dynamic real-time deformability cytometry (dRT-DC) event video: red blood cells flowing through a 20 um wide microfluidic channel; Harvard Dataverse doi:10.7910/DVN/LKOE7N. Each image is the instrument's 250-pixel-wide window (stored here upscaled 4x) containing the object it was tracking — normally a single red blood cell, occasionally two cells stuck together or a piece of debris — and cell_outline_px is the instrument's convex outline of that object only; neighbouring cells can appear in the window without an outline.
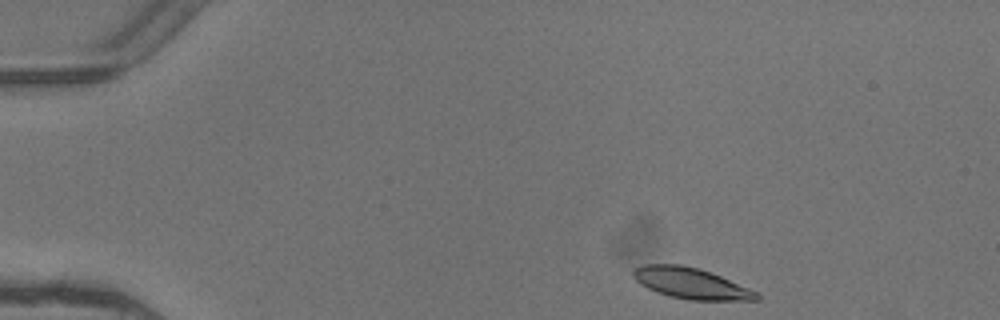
{"species": "common noctule bat (a hibernating species)", "species_latin": "Nyctalus noctula", "temperature_condition": "warm", "stored_images_in_passage": 8, "camera_frame_rate_fps": 3000, "um_per_image_px": 0.085, "animal": {"sex": "female"}, "frame": {"image": 1, "passage_image": 1, "time_ms": 0.0, "image_size_px": [1000, 320], "cell_outline_px": [[760, 300], [688, 300], [656, 292], [640, 284], [632, 276], [632, 272], [636, 268], [644, 264], [680, 264], [700, 268], [720, 276], [748, 288], [756, 292], [760, 296]], "centroid_in_image_um": [58.71, 24.07], "position_along_channel_um": 26.3, "area_um2": 22.08}}
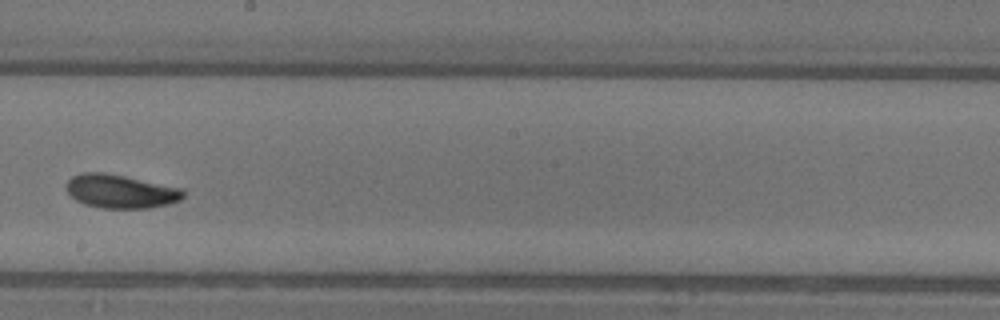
{"frame": {"image": 2, "passage_image": 7, "time_ms": 2.0, "image_size_px": [1000, 320], "cell_outline_px": [[184, 196], [180, 200], [168, 204], [148, 208], [100, 208], [84, 204], [76, 200], [68, 192], [64, 184], [72, 176], [80, 172], [104, 172], [184, 188]], "centroid_in_image_um": [10.23, 16.26], "position_along_channel_um": 238.0, "area_um2": 23.06}}
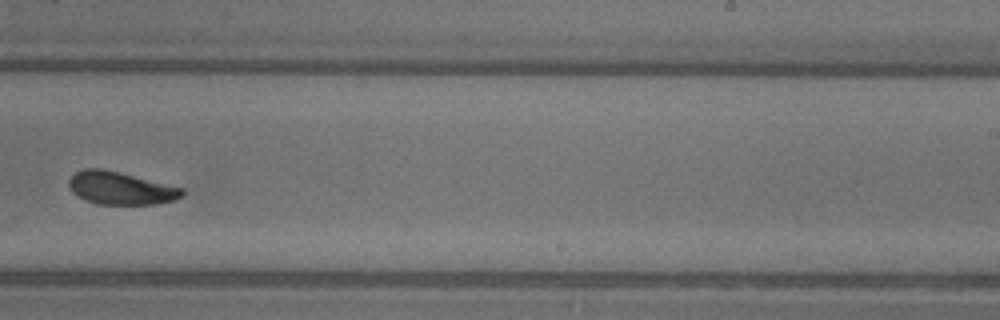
{"frame": {"image": 3, "passage_image": 8, "time_ms": 2.333, "image_size_px": [1000, 320], "cell_outline_px": [[184, 196], [160, 204], [96, 204], [84, 200], [76, 196], [72, 192], [68, 184], [68, 180], [76, 172], [84, 168], [100, 168], [120, 172], [184, 188]], "centroid_in_image_um": [10.24, 16.0], "position_along_channel_um": 278.8, "area_um2": 21.79}}